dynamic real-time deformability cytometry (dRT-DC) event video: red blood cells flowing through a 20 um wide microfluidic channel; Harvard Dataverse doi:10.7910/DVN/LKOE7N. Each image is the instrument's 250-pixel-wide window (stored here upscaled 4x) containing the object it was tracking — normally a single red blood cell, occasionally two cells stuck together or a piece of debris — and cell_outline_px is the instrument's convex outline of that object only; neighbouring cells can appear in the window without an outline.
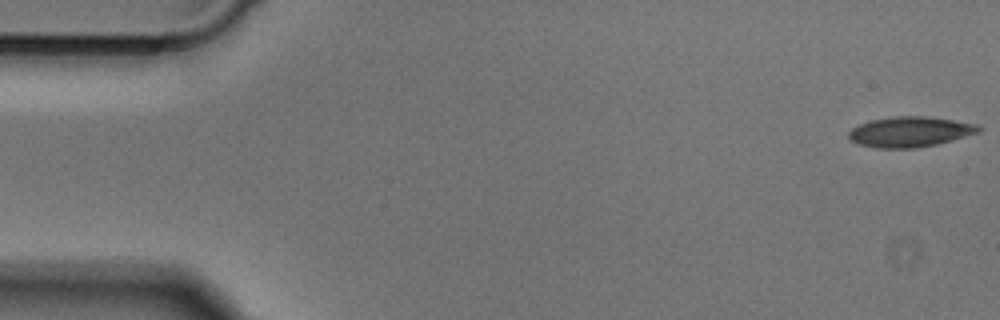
{"species": "Egyptian fruit bat (a non-hibernating species)", "species_latin": "Rousettus aegyptiacus", "temperature_condition": "cold", "stored_images_in_passage": 49, "camera_frame_rate_fps": 3000, "um_per_image_px": 0.085, "animal": {"sex": "male"}, "frame": {"image": 1, "passage_image": 1, "time_ms": 0.0, "image_size_px": [1000, 320], "cell_outline_px": [[984, 128], [980, 132], [952, 140], [936, 144], [916, 148], [876, 148], [860, 144], [852, 140], [848, 136], [848, 132], [852, 128], [860, 124], [872, 120], [896, 116], [924, 116], [952, 120], [976, 124]], "centroid_in_image_um": [77.37, 11.2], "position_along_channel_um": 7.6, "area_um2": 22.77}}
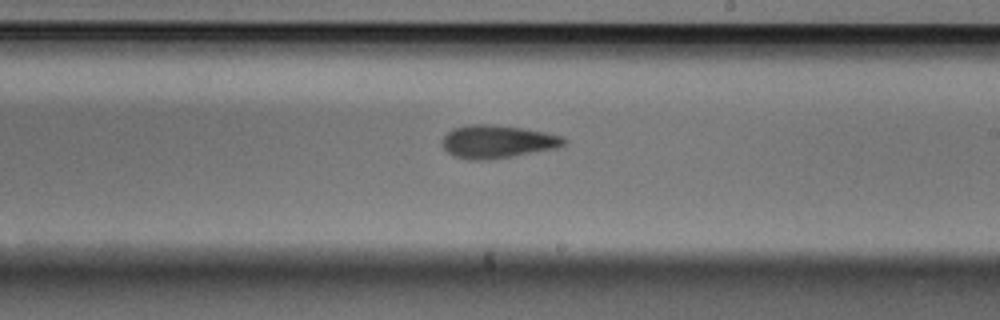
{"frame": {"image": 2, "passage_image": 28, "time_ms": 9.0, "image_size_px": [1000, 320], "cell_outline_px": [[568, 140], [564, 144], [556, 148], [512, 156], [488, 160], [468, 160], [456, 156], [448, 152], [440, 144], [440, 140], [452, 128], [472, 124], [484, 124], [520, 128], [544, 132], [564, 136]], "centroid_in_image_um": [42.25, 12.04], "position_along_channel_um": 246.8, "area_um2": 23.29}}
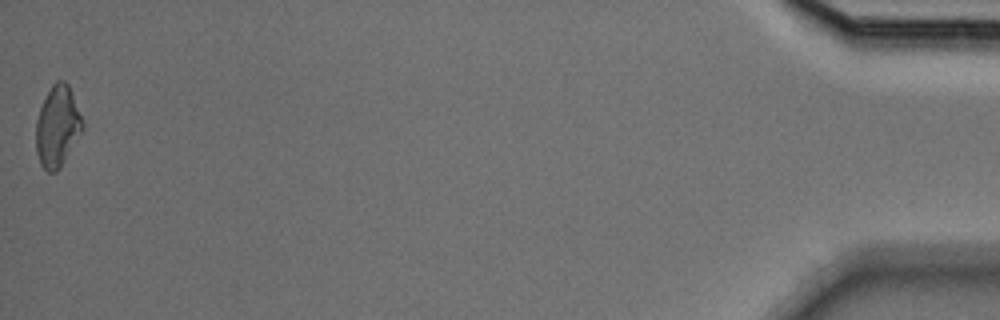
{"frame": {"image": 3, "passage_image": 49, "time_ms": 16.0, "image_size_px": [1000, 320], "cell_outline_px": [[84, 132], [60, 168], [56, 172], [48, 172], [40, 164], [36, 152], [36, 120], [40, 108], [52, 84], [56, 80], [64, 80], [68, 84], [84, 120]], "centroid_in_image_um": [4.92, 10.77], "position_along_channel_um": 430.3, "area_um2": 22.37}}